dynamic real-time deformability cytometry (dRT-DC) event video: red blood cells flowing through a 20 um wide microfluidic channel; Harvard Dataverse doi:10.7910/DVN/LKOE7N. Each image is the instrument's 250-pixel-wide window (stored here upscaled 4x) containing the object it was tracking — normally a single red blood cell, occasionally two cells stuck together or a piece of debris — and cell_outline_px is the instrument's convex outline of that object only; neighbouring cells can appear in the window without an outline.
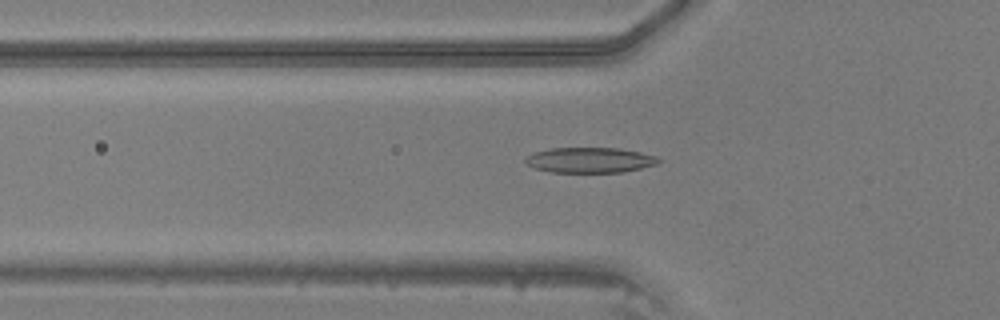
{"species": "common noctule bat (a hibernating species)", "species_latin": "Nyctalus noctula", "temperature_condition": "warm", "stored_images_in_passage": 34, "camera_frame_rate_fps": 3000, "um_per_image_px": 0.085, "animal": {"sex": "male", "body_mass_g": 20.5, "forearm_length_mm": 52.5}, "frame": {"image": 1, "passage_image": 3, "time_ms": 0.667, "image_size_px": [1000, 320], "cell_outline_px": [[660, 160], [656, 164], [624, 172], [552, 172], [536, 168], [528, 164], [524, 160], [532, 152], [548, 148], [620, 148], [640, 152], [656, 156]], "centroid_in_image_um": [50.13, 13.6], "position_along_channel_um": 75.7, "area_um2": 19.54}}
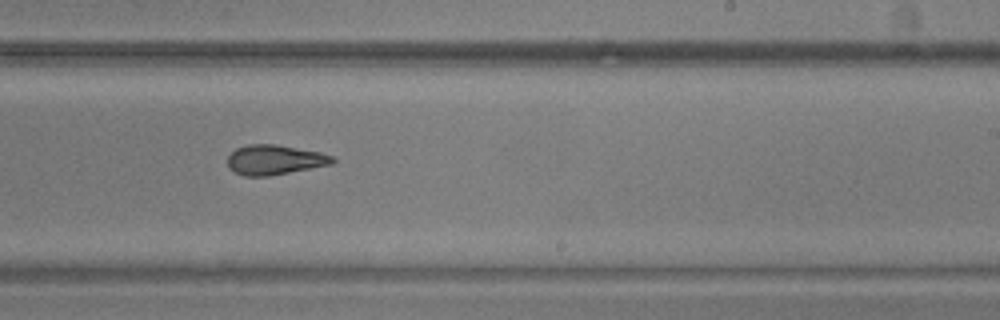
{"frame": {"image": 2, "passage_image": 16, "time_ms": 5.0, "image_size_px": [1000, 320], "cell_outline_px": [[336, 160], [332, 164], [268, 176], [244, 176], [228, 168], [228, 156], [236, 148], [248, 144], [276, 144], [320, 152], [332, 156]], "centroid_in_image_um": [23.33, 13.58], "position_along_channel_um": 265.7, "area_um2": 18.15}}
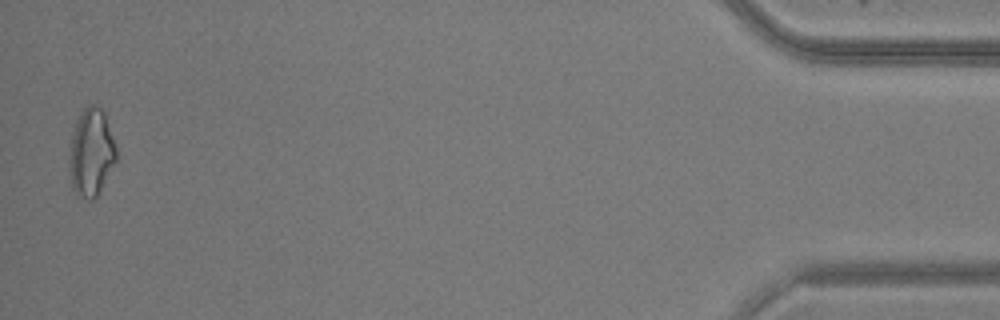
{"frame": {"image": 3, "passage_image": 33, "time_ms": 10.667, "image_size_px": [1000, 320], "cell_outline_px": [[116, 160], [96, 196], [92, 200], [88, 200], [76, 196], [72, 188], [68, 160], [72, 136], [76, 120], [80, 112], [88, 104], [96, 104], [104, 112], [116, 144]], "centroid_in_image_um": [7.73, 12.95], "position_along_channel_um": 427.5, "area_um2": 24.04}}